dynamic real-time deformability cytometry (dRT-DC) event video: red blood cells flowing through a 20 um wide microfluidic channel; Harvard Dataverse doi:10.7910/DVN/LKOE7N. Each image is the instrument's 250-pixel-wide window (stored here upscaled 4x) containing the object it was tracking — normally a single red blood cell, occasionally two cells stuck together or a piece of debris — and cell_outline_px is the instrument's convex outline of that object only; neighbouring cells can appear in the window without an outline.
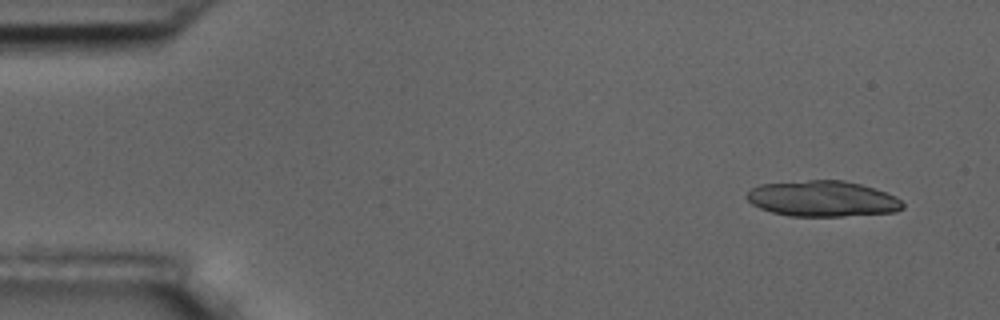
{"species": "common noctule bat (a hibernating species)", "species_latin": "Nyctalus noctula", "temperature_condition": "room temperature", "stored_images_in_passage": 5, "camera_frame_rate_fps": 3000, "um_per_image_px": 0.085, "animal": {"sex": "male", "body_mass_g": 17.5, "forearm_length_mm": 52.3}, "frame": {"image": 1, "passage_image": 1, "time_ms": 0.0, "image_size_px": [1000, 320], "cell_outline_px": [[904, 208], [896, 212], [844, 216], [788, 216], [772, 212], [760, 208], [752, 204], [748, 200], [748, 192], [752, 188], [760, 184], [808, 180], [844, 180], [860, 184], [896, 196], [904, 204]], "centroid_in_image_um": [69.93, 16.89], "position_along_channel_um": 15.1, "area_um2": 32.43}}